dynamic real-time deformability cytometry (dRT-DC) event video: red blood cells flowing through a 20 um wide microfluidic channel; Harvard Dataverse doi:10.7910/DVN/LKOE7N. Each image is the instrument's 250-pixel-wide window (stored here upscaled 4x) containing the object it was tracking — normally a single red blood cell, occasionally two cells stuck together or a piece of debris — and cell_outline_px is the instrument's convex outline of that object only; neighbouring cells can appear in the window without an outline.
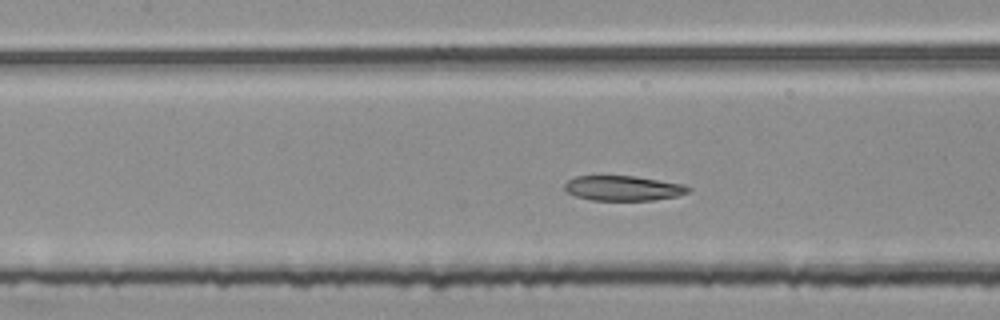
{"species": "common noctule bat (a hibernating species)", "species_latin": "Nyctalus noctula", "temperature_condition": "room temperature", "stored_images_in_passage": 47, "segment_of_instrument_passage": [2, 2], "camera_frame_rate_fps": 3000, "um_per_image_px": 0.085, "animal": {"sex": "female", "body_mass_g": 25.1}, "frame": {"image": 1, "passage_image": 20, "time_ms": 6.333, "image_size_px": [1000, 320], "cell_outline_px": [[692, 188], [688, 192], [676, 196], [652, 200], [592, 200], [576, 196], [568, 192], [564, 188], [564, 184], [568, 180], [576, 176], [636, 176], [684, 184]], "centroid_in_image_um": [52.98, 15.99], "position_along_channel_um": 154.4, "area_um2": 17.92}}
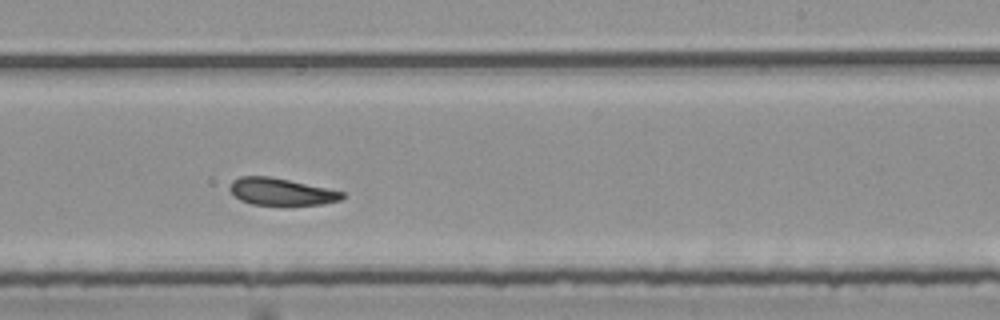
{"frame": {"image": 2, "passage_image": 29, "time_ms": 9.333, "image_size_px": [1000, 320], "cell_outline_px": [[344, 196], [340, 200], [324, 204], [252, 204], [240, 200], [228, 188], [232, 180], [240, 176], [268, 176], [288, 180], [344, 192]], "centroid_in_image_um": [23.86, 16.28], "position_along_channel_um": 265.1, "area_um2": 17.34}}
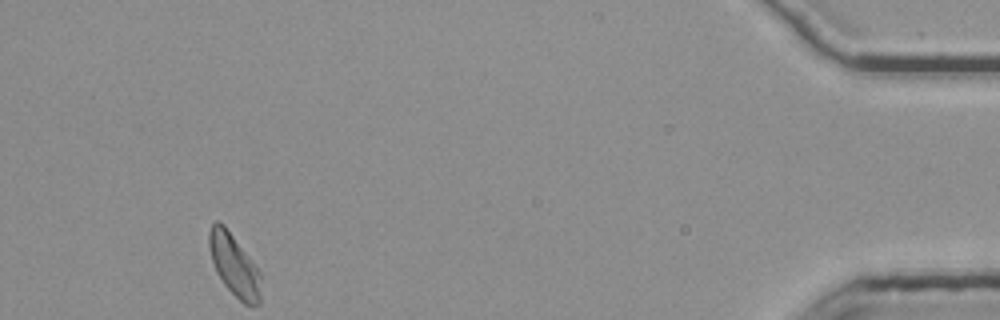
{"frame": {"image": 3, "passage_image": 47, "time_ms": 15.333, "image_size_px": [1000, 320], "cell_outline_px": [[260, 304], [244, 304], [224, 284], [216, 272], [212, 260], [208, 244], [208, 232], [212, 224], [216, 220], [224, 224], [252, 260], [260, 272]], "centroid_in_image_um": [19.89, 22.5], "position_along_channel_um": 415.3, "area_um2": 18.5}}